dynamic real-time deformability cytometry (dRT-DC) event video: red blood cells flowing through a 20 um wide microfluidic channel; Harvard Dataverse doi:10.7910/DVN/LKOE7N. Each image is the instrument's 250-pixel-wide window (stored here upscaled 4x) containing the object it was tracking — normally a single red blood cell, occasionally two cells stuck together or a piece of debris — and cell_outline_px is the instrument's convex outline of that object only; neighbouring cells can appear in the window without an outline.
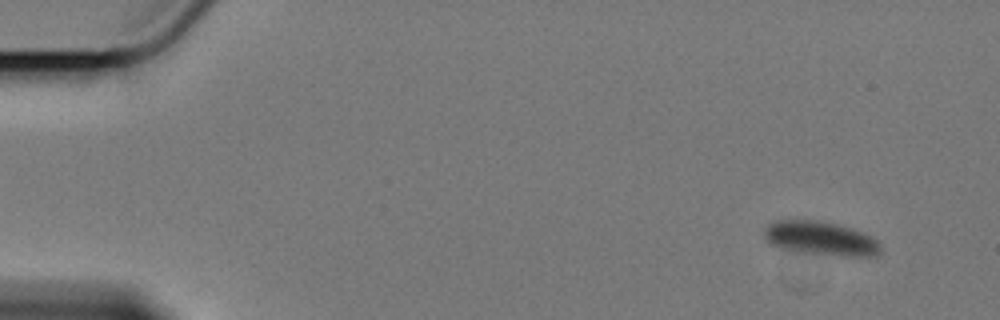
{"species": "Egyptian fruit bat (a non-hibernating species)", "species_latin": "Rousettus aegyptiacus", "temperature_condition": "cold", "stored_images_in_passage": 12, "camera_frame_rate_fps": 3000, "um_per_image_px": 0.085, "animal": {"sex": "female"}, "frame": {"image": 1, "passage_image": 1, "time_ms": 0.0, "image_size_px": [1000, 320], "cell_outline_px": [[880, 256], [844, 256], [792, 252], [780, 248], [764, 240], [764, 232], [768, 224], [776, 220], [816, 220], [836, 224], [852, 228], [872, 236], [880, 244]], "centroid_in_image_um": [69.75, 20.28], "position_along_channel_um": 15.3, "area_um2": 23.29}}
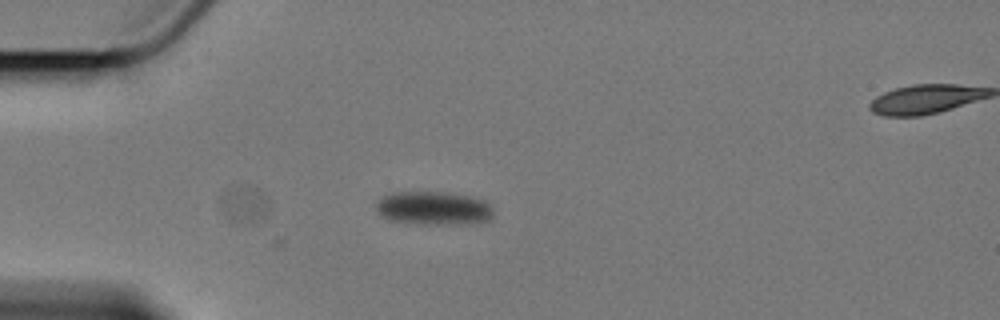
{"frame": {"image": 2, "passage_image": 12, "time_ms": 3.667, "image_size_px": [1000, 320], "cell_outline_px": [[492, 220], [480, 224], [416, 224], [388, 220], [380, 216], [376, 212], [376, 204], [384, 196], [396, 192], [440, 192], [468, 196], [480, 200], [488, 204], [492, 208]], "centroid_in_image_um": [36.85, 17.73], "position_along_channel_um": 48.1, "area_um2": 23.06}}